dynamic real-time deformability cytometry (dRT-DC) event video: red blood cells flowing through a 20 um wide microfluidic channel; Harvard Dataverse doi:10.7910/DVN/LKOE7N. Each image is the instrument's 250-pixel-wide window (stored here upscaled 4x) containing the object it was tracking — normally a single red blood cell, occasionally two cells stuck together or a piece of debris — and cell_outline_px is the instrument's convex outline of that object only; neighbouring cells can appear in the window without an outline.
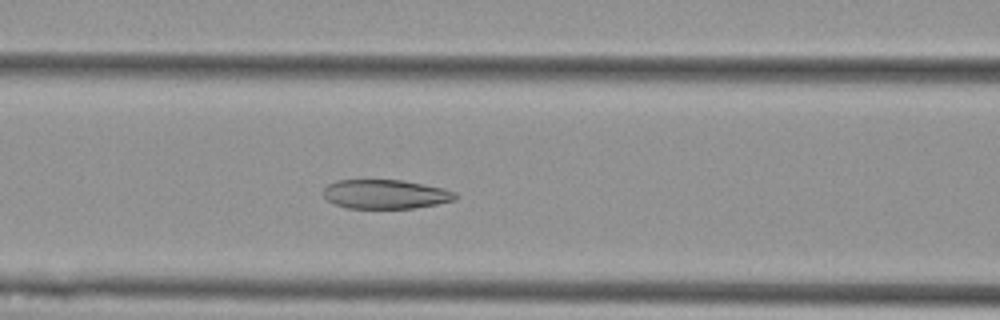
{"species": "Egyptian fruit bat (a non-hibernating species)", "species_latin": "Rousettus aegyptiacus", "temperature_condition": "cold", "stored_images_in_passage": 54, "camera_frame_rate_fps": 3000, "um_per_image_px": 0.085, "animal": {"sex": "female"}, "frame": {"image": 1, "passage_image": 21, "time_ms": 6.667, "image_size_px": [1000, 320], "cell_outline_px": [[460, 196], [456, 200], [416, 208], [348, 208], [332, 204], [324, 196], [324, 188], [328, 184], [340, 180], [404, 180], [444, 188], [456, 192]], "centroid_in_image_um": [32.81, 16.51], "position_along_channel_um": 133.8, "area_um2": 22.6}}
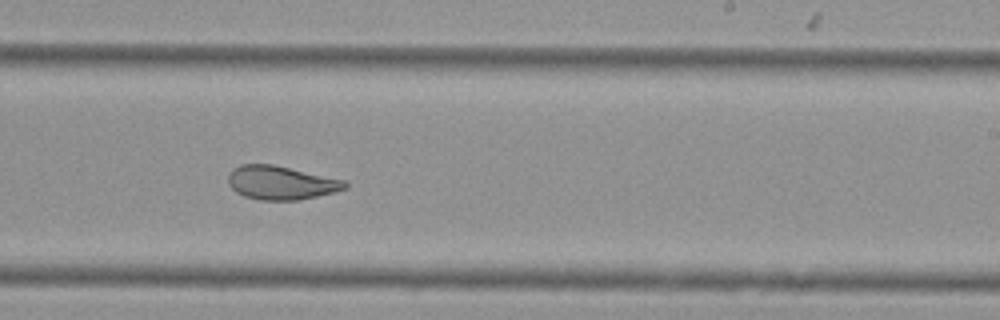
{"frame": {"image": 2, "passage_image": 32, "time_ms": 10.333, "image_size_px": [1000, 320], "cell_outline_px": [[348, 188], [316, 196], [296, 200], [260, 200], [244, 196], [236, 192], [228, 184], [228, 176], [232, 168], [240, 164], [272, 164], [348, 180]], "centroid_in_image_um": [23.89, 15.52], "position_along_channel_um": 265.1, "area_um2": 23.06}}
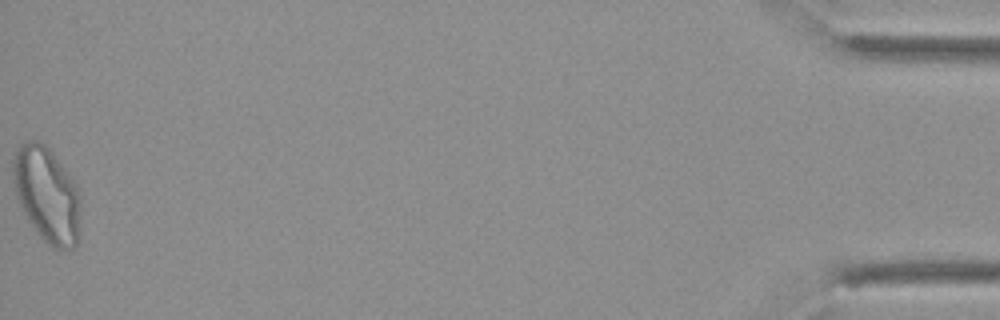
{"frame": {"image": 3, "passage_image": 54, "time_ms": 17.667, "image_size_px": [1000, 320], "cell_outline_px": [[80, 236], [76, 244], [72, 248], [52, 248], [40, 236], [28, 220], [16, 196], [12, 176], [12, 160], [16, 148], [24, 140], [40, 140], [52, 152], [68, 172], [76, 184], [80, 192]], "centroid_in_image_um": [3.99, 16.51], "position_along_channel_um": 431.2, "area_um2": 37.97}, "authors_computed_cell_mechanics": {"area_um2": 27.8885, "velocity_mm_per_s": 3.5999, "shape_relaxation_time_tau1_ms": null, "shape_relaxation_time_tau2_ms": 2.1188, "deformation_change_tau1": null, "deformation_change_tau2": 0.0729}}